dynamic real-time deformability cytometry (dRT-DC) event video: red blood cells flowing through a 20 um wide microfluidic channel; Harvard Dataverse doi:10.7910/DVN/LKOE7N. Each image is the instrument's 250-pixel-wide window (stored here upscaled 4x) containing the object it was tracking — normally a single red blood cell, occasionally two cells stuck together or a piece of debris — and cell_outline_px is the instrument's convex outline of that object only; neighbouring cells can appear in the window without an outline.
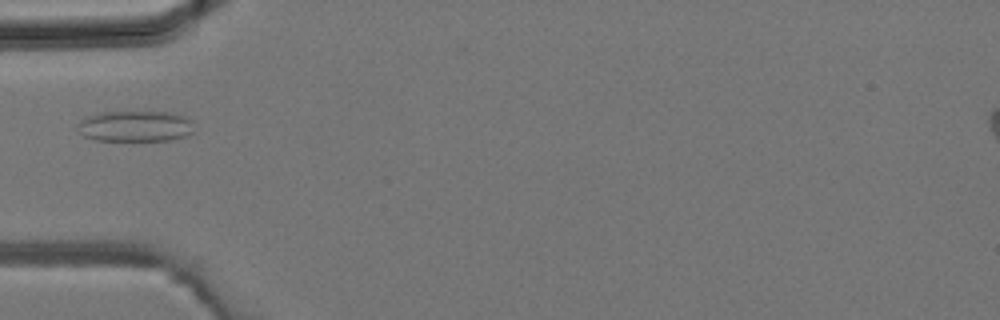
{"species": "common noctule bat (a hibernating species)", "species_latin": "Nyctalus noctula", "temperature_condition": "room temperature", "stored_images_in_passage": 2, "camera_frame_rate_fps": 3000, "um_per_image_px": 0.085, "animal": {"sex": "male", "body_mass_g": 19.2, "forearm_length_mm": 51.8}, "frame": {"image": 1, "passage_image": 2, "time_ms": 0.333, "image_size_px": [1000, 320], "cell_outline_px": [[192, 132], [184, 136], [172, 140], [96, 140], [84, 136], [80, 132], [76, 124], [84, 116], [100, 112], [168, 112], [184, 116], [192, 120]], "centroid_in_image_um": [11.46, 10.72], "position_along_channel_um": 73.5, "area_um2": 20.98}}